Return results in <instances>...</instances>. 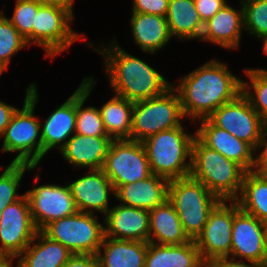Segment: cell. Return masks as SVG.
<instances>
[{"label":"cell","instance_id":"603a6c76","mask_svg":"<svg viewBox=\"0 0 267 267\" xmlns=\"http://www.w3.org/2000/svg\"><path fill=\"white\" fill-rule=\"evenodd\" d=\"M191 239L186 235L179 216L167 199L149 211L148 242L159 245H180Z\"/></svg>","mask_w":267,"mask_h":267},{"label":"cell","instance_id":"d6a6232c","mask_svg":"<svg viewBox=\"0 0 267 267\" xmlns=\"http://www.w3.org/2000/svg\"><path fill=\"white\" fill-rule=\"evenodd\" d=\"M27 46L25 38L12 25L3 10L0 11V68L7 71L11 58Z\"/></svg>","mask_w":267,"mask_h":267},{"label":"cell","instance_id":"8992f818","mask_svg":"<svg viewBox=\"0 0 267 267\" xmlns=\"http://www.w3.org/2000/svg\"><path fill=\"white\" fill-rule=\"evenodd\" d=\"M168 200L174 206L186 235L195 240L207 223L209 214L221 201L207 187L191 176L172 179Z\"/></svg>","mask_w":267,"mask_h":267},{"label":"cell","instance_id":"cb8c5ba5","mask_svg":"<svg viewBox=\"0 0 267 267\" xmlns=\"http://www.w3.org/2000/svg\"><path fill=\"white\" fill-rule=\"evenodd\" d=\"M130 20L133 42L143 52L154 54L172 39L166 17L132 12Z\"/></svg>","mask_w":267,"mask_h":267},{"label":"cell","instance_id":"ffe728a7","mask_svg":"<svg viewBox=\"0 0 267 267\" xmlns=\"http://www.w3.org/2000/svg\"><path fill=\"white\" fill-rule=\"evenodd\" d=\"M112 139L74 133L60 150L62 158L77 168L102 169Z\"/></svg>","mask_w":267,"mask_h":267},{"label":"cell","instance_id":"ba28073f","mask_svg":"<svg viewBox=\"0 0 267 267\" xmlns=\"http://www.w3.org/2000/svg\"><path fill=\"white\" fill-rule=\"evenodd\" d=\"M96 217L92 213L77 211L74 215L49 223L41 232L73 254L97 255L105 228Z\"/></svg>","mask_w":267,"mask_h":267},{"label":"cell","instance_id":"836d02e7","mask_svg":"<svg viewBox=\"0 0 267 267\" xmlns=\"http://www.w3.org/2000/svg\"><path fill=\"white\" fill-rule=\"evenodd\" d=\"M3 168L2 166L0 169ZM37 167L29 164L10 163L0 175V203L8 206L19 200L23 194L18 195V188L25 171H32Z\"/></svg>","mask_w":267,"mask_h":267},{"label":"cell","instance_id":"74e56055","mask_svg":"<svg viewBox=\"0 0 267 267\" xmlns=\"http://www.w3.org/2000/svg\"><path fill=\"white\" fill-rule=\"evenodd\" d=\"M196 9L205 23L210 20L226 4V0H194Z\"/></svg>","mask_w":267,"mask_h":267},{"label":"cell","instance_id":"6da1fadb","mask_svg":"<svg viewBox=\"0 0 267 267\" xmlns=\"http://www.w3.org/2000/svg\"><path fill=\"white\" fill-rule=\"evenodd\" d=\"M172 84L178 91L184 117L191 121L208 118L221 105L242 93V80L227 65L211 59Z\"/></svg>","mask_w":267,"mask_h":267},{"label":"cell","instance_id":"4316f807","mask_svg":"<svg viewBox=\"0 0 267 267\" xmlns=\"http://www.w3.org/2000/svg\"><path fill=\"white\" fill-rule=\"evenodd\" d=\"M34 242L36 243L32 244ZM72 255L73 253L61 243L38 231L26 249L16 258H19L17 267H63Z\"/></svg>","mask_w":267,"mask_h":267},{"label":"cell","instance_id":"d6986e66","mask_svg":"<svg viewBox=\"0 0 267 267\" xmlns=\"http://www.w3.org/2000/svg\"><path fill=\"white\" fill-rule=\"evenodd\" d=\"M240 3L239 10L226 4L205 22L200 40L226 49H238L244 31V10Z\"/></svg>","mask_w":267,"mask_h":267},{"label":"cell","instance_id":"3957f363","mask_svg":"<svg viewBox=\"0 0 267 267\" xmlns=\"http://www.w3.org/2000/svg\"><path fill=\"white\" fill-rule=\"evenodd\" d=\"M246 172L235 161L209 148L197 136L194 137L189 176L203 183L221 200H235L239 196Z\"/></svg>","mask_w":267,"mask_h":267},{"label":"cell","instance_id":"c3c4849f","mask_svg":"<svg viewBox=\"0 0 267 267\" xmlns=\"http://www.w3.org/2000/svg\"><path fill=\"white\" fill-rule=\"evenodd\" d=\"M4 71L0 68V75L3 73Z\"/></svg>","mask_w":267,"mask_h":267},{"label":"cell","instance_id":"9a60e30c","mask_svg":"<svg viewBox=\"0 0 267 267\" xmlns=\"http://www.w3.org/2000/svg\"><path fill=\"white\" fill-rule=\"evenodd\" d=\"M265 223L239 208L234 200V218L232 228V259L250 262L264 267L263 233Z\"/></svg>","mask_w":267,"mask_h":267},{"label":"cell","instance_id":"8fae6325","mask_svg":"<svg viewBox=\"0 0 267 267\" xmlns=\"http://www.w3.org/2000/svg\"><path fill=\"white\" fill-rule=\"evenodd\" d=\"M38 232L26 194L3 209L0 218V257L16 258Z\"/></svg>","mask_w":267,"mask_h":267},{"label":"cell","instance_id":"5b68a950","mask_svg":"<svg viewBox=\"0 0 267 267\" xmlns=\"http://www.w3.org/2000/svg\"><path fill=\"white\" fill-rule=\"evenodd\" d=\"M195 136L196 133L185 132L181 125L146 138L142 143L152 174L168 180L188 177Z\"/></svg>","mask_w":267,"mask_h":267},{"label":"cell","instance_id":"d4e9b609","mask_svg":"<svg viewBox=\"0 0 267 267\" xmlns=\"http://www.w3.org/2000/svg\"><path fill=\"white\" fill-rule=\"evenodd\" d=\"M146 253L147 242L104 236L97 257L100 267H145Z\"/></svg>","mask_w":267,"mask_h":267},{"label":"cell","instance_id":"7c38bea8","mask_svg":"<svg viewBox=\"0 0 267 267\" xmlns=\"http://www.w3.org/2000/svg\"><path fill=\"white\" fill-rule=\"evenodd\" d=\"M208 119L253 149L266 131L265 121L242 93L233 101L221 105Z\"/></svg>","mask_w":267,"mask_h":267},{"label":"cell","instance_id":"ac0fdd59","mask_svg":"<svg viewBox=\"0 0 267 267\" xmlns=\"http://www.w3.org/2000/svg\"><path fill=\"white\" fill-rule=\"evenodd\" d=\"M196 136L209 148L218 151L227 159L235 161L247 172L254 165V149L245 141L233 136L228 131L215 126L208 118L201 119Z\"/></svg>","mask_w":267,"mask_h":267},{"label":"cell","instance_id":"7bdbcfd3","mask_svg":"<svg viewBox=\"0 0 267 267\" xmlns=\"http://www.w3.org/2000/svg\"><path fill=\"white\" fill-rule=\"evenodd\" d=\"M40 4L58 5V6H73L74 0H35Z\"/></svg>","mask_w":267,"mask_h":267},{"label":"cell","instance_id":"7402d4cb","mask_svg":"<svg viewBox=\"0 0 267 267\" xmlns=\"http://www.w3.org/2000/svg\"><path fill=\"white\" fill-rule=\"evenodd\" d=\"M169 182L152 174L144 180L119 186L114 197L119 204L150 211L168 199Z\"/></svg>","mask_w":267,"mask_h":267},{"label":"cell","instance_id":"f6af8a7d","mask_svg":"<svg viewBox=\"0 0 267 267\" xmlns=\"http://www.w3.org/2000/svg\"><path fill=\"white\" fill-rule=\"evenodd\" d=\"M14 258L0 257V267H14Z\"/></svg>","mask_w":267,"mask_h":267},{"label":"cell","instance_id":"f546056e","mask_svg":"<svg viewBox=\"0 0 267 267\" xmlns=\"http://www.w3.org/2000/svg\"><path fill=\"white\" fill-rule=\"evenodd\" d=\"M235 201L242 211L267 223V177L246 172L241 192Z\"/></svg>","mask_w":267,"mask_h":267},{"label":"cell","instance_id":"f1b7e54d","mask_svg":"<svg viewBox=\"0 0 267 267\" xmlns=\"http://www.w3.org/2000/svg\"><path fill=\"white\" fill-rule=\"evenodd\" d=\"M133 105L115 94L99 107L105 131L112 140L130 139Z\"/></svg>","mask_w":267,"mask_h":267},{"label":"cell","instance_id":"ab89813d","mask_svg":"<svg viewBox=\"0 0 267 267\" xmlns=\"http://www.w3.org/2000/svg\"><path fill=\"white\" fill-rule=\"evenodd\" d=\"M63 267H100L97 255L73 254Z\"/></svg>","mask_w":267,"mask_h":267},{"label":"cell","instance_id":"44dd1931","mask_svg":"<svg viewBox=\"0 0 267 267\" xmlns=\"http://www.w3.org/2000/svg\"><path fill=\"white\" fill-rule=\"evenodd\" d=\"M42 159L53 148L59 151L66 145L76 128V90L48 118L40 123Z\"/></svg>","mask_w":267,"mask_h":267},{"label":"cell","instance_id":"e575fe53","mask_svg":"<svg viewBox=\"0 0 267 267\" xmlns=\"http://www.w3.org/2000/svg\"><path fill=\"white\" fill-rule=\"evenodd\" d=\"M15 8L11 18L12 25L25 38L28 46L33 43V25L39 7L42 5L35 0H15Z\"/></svg>","mask_w":267,"mask_h":267},{"label":"cell","instance_id":"d590c367","mask_svg":"<svg viewBox=\"0 0 267 267\" xmlns=\"http://www.w3.org/2000/svg\"><path fill=\"white\" fill-rule=\"evenodd\" d=\"M244 10V31L260 39L267 34V0H241Z\"/></svg>","mask_w":267,"mask_h":267},{"label":"cell","instance_id":"bcb514c9","mask_svg":"<svg viewBox=\"0 0 267 267\" xmlns=\"http://www.w3.org/2000/svg\"><path fill=\"white\" fill-rule=\"evenodd\" d=\"M259 40L263 42V53L267 55V34L261 37Z\"/></svg>","mask_w":267,"mask_h":267},{"label":"cell","instance_id":"ee69618b","mask_svg":"<svg viewBox=\"0 0 267 267\" xmlns=\"http://www.w3.org/2000/svg\"><path fill=\"white\" fill-rule=\"evenodd\" d=\"M263 252H264V267H267V223H265L264 225Z\"/></svg>","mask_w":267,"mask_h":267},{"label":"cell","instance_id":"b9f144b4","mask_svg":"<svg viewBox=\"0 0 267 267\" xmlns=\"http://www.w3.org/2000/svg\"><path fill=\"white\" fill-rule=\"evenodd\" d=\"M17 109L18 108L9 105L6 102L0 101V138H2L7 125L11 121Z\"/></svg>","mask_w":267,"mask_h":267},{"label":"cell","instance_id":"484cf974","mask_svg":"<svg viewBox=\"0 0 267 267\" xmlns=\"http://www.w3.org/2000/svg\"><path fill=\"white\" fill-rule=\"evenodd\" d=\"M194 240L180 245H159L147 242L145 267H203Z\"/></svg>","mask_w":267,"mask_h":267},{"label":"cell","instance_id":"5bb4252c","mask_svg":"<svg viewBox=\"0 0 267 267\" xmlns=\"http://www.w3.org/2000/svg\"><path fill=\"white\" fill-rule=\"evenodd\" d=\"M33 222L41 231L49 223L74 215L77 208L69 185H39L26 193Z\"/></svg>","mask_w":267,"mask_h":267},{"label":"cell","instance_id":"f35d334b","mask_svg":"<svg viewBox=\"0 0 267 267\" xmlns=\"http://www.w3.org/2000/svg\"><path fill=\"white\" fill-rule=\"evenodd\" d=\"M267 130L261 137V140L257 143L256 148L254 149V153L258 154L254 157V165L252 168V172L265 175L267 173Z\"/></svg>","mask_w":267,"mask_h":267},{"label":"cell","instance_id":"52a82bcc","mask_svg":"<svg viewBox=\"0 0 267 267\" xmlns=\"http://www.w3.org/2000/svg\"><path fill=\"white\" fill-rule=\"evenodd\" d=\"M182 118L179 93L171 86L159 96L134 102L130 139L143 142L149 136L181 126Z\"/></svg>","mask_w":267,"mask_h":267},{"label":"cell","instance_id":"7a4b0ae2","mask_svg":"<svg viewBox=\"0 0 267 267\" xmlns=\"http://www.w3.org/2000/svg\"><path fill=\"white\" fill-rule=\"evenodd\" d=\"M86 44L102 55L105 74L116 95L138 102L159 96L172 86L171 82L144 60L122 49L116 40L110 45L103 43V49L94 47L92 42Z\"/></svg>","mask_w":267,"mask_h":267},{"label":"cell","instance_id":"2e32d148","mask_svg":"<svg viewBox=\"0 0 267 267\" xmlns=\"http://www.w3.org/2000/svg\"><path fill=\"white\" fill-rule=\"evenodd\" d=\"M68 185L77 211L92 214L97 211L104 216L108 213L109 196H115V189L103 169H89L85 176Z\"/></svg>","mask_w":267,"mask_h":267},{"label":"cell","instance_id":"8d00e7d4","mask_svg":"<svg viewBox=\"0 0 267 267\" xmlns=\"http://www.w3.org/2000/svg\"><path fill=\"white\" fill-rule=\"evenodd\" d=\"M170 0H132V12L166 17Z\"/></svg>","mask_w":267,"mask_h":267},{"label":"cell","instance_id":"1f68e13d","mask_svg":"<svg viewBox=\"0 0 267 267\" xmlns=\"http://www.w3.org/2000/svg\"><path fill=\"white\" fill-rule=\"evenodd\" d=\"M249 83L242 79V94L248 99L253 109L267 121V69H244ZM250 90V92H249ZM252 90V92H251Z\"/></svg>","mask_w":267,"mask_h":267},{"label":"cell","instance_id":"7dc6e473","mask_svg":"<svg viewBox=\"0 0 267 267\" xmlns=\"http://www.w3.org/2000/svg\"><path fill=\"white\" fill-rule=\"evenodd\" d=\"M6 207V205H4V203H0V218H1V214L3 212V209Z\"/></svg>","mask_w":267,"mask_h":267},{"label":"cell","instance_id":"4dcf8cb0","mask_svg":"<svg viewBox=\"0 0 267 267\" xmlns=\"http://www.w3.org/2000/svg\"><path fill=\"white\" fill-rule=\"evenodd\" d=\"M93 77H84L76 89V128L75 133L86 136H108L99 108L83 107L89 94L94 90Z\"/></svg>","mask_w":267,"mask_h":267},{"label":"cell","instance_id":"83f0119b","mask_svg":"<svg viewBox=\"0 0 267 267\" xmlns=\"http://www.w3.org/2000/svg\"><path fill=\"white\" fill-rule=\"evenodd\" d=\"M166 19L172 38L182 41L201 38L204 23L194 0H170Z\"/></svg>","mask_w":267,"mask_h":267},{"label":"cell","instance_id":"4fadbf2b","mask_svg":"<svg viewBox=\"0 0 267 267\" xmlns=\"http://www.w3.org/2000/svg\"><path fill=\"white\" fill-rule=\"evenodd\" d=\"M233 218L234 200H221L211 211L202 232L194 240L203 262L229 257Z\"/></svg>","mask_w":267,"mask_h":267},{"label":"cell","instance_id":"60d3db41","mask_svg":"<svg viewBox=\"0 0 267 267\" xmlns=\"http://www.w3.org/2000/svg\"><path fill=\"white\" fill-rule=\"evenodd\" d=\"M203 267H258L257 265L250 263H245L242 260H235L229 257L211 259L204 262Z\"/></svg>","mask_w":267,"mask_h":267},{"label":"cell","instance_id":"e0dca14e","mask_svg":"<svg viewBox=\"0 0 267 267\" xmlns=\"http://www.w3.org/2000/svg\"><path fill=\"white\" fill-rule=\"evenodd\" d=\"M104 217L106 237L148 242L149 211L118 203Z\"/></svg>","mask_w":267,"mask_h":267},{"label":"cell","instance_id":"277c9868","mask_svg":"<svg viewBox=\"0 0 267 267\" xmlns=\"http://www.w3.org/2000/svg\"><path fill=\"white\" fill-rule=\"evenodd\" d=\"M36 83L27 86L22 109L14 113L3 133L1 152L18 153L10 163L37 167L42 159L41 122L34 110L38 102Z\"/></svg>","mask_w":267,"mask_h":267},{"label":"cell","instance_id":"9c48e42d","mask_svg":"<svg viewBox=\"0 0 267 267\" xmlns=\"http://www.w3.org/2000/svg\"><path fill=\"white\" fill-rule=\"evenodd\" d=\"M73 9V6L48 4L39 7L33 25V45L43 47L45 57L54 58L68 50L74 42L86 39L70 26L74 20Z\"/></svg>","mask_w":267,"mask_h":267},{"label":"cell","instance_id":"30bf717a","mask_svg":"<svg viewBox=\"0 0 267 267\" xmlns=\"http://www.w3.org/2000/svg\"><path fill=\"white\" fill-rule=\"evenodd\" d=\"M102 169L115 190L152 175L143 143L131 139L112 140Z\"/></svg>","mask_w":267,"mask_h":267}]
</instances>
